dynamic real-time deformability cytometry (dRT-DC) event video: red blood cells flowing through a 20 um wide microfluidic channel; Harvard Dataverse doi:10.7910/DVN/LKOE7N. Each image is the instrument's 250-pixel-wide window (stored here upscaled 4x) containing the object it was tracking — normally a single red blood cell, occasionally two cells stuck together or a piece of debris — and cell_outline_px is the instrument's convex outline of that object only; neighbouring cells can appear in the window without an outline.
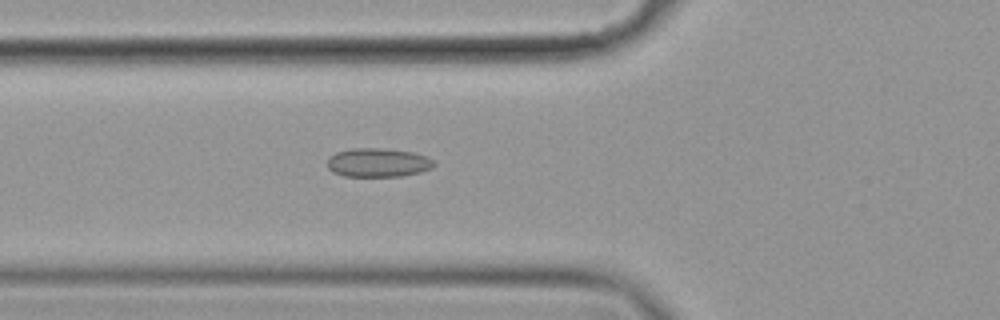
{"species": "common noctule bat (a hibernating species)", "species_latin": "Nyctalus noctula", "temperature_condition": "cold", "stored_images_in_passage": 58, "camera_frame_rate_fps": 3000, "um_per_image_px": 0.085, "animal": {"sex": "female", "body_mass_g": 19.9}, "frame": {"image": 1, "passage_image": 22, "time_ms": 7.0, "image_size_px": [1000, 320], "cell_outline_px": [[436, 164], [432, 168], [420, 172], [400, 176], [344, 176], [332, 172], [328, 168], [328, 156], [336, 152], [352, 148], [384, 148], [412, 152], [428, 156], [436, 160]], "centroid_in_image_um": [32.15, 13.81], "position_along_channel_um": 93.6, "area_um2": 18.15}}
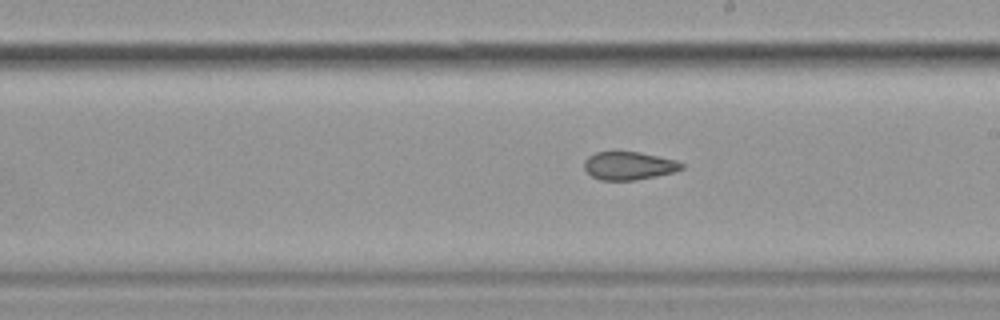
{"frame": {"image": 2, "passage_image": 34, "time_ms": 11.0, "image_size_px": [1000, 320], "cell_outline_px": [[684, 168], [676, 172], [636, 180], [600, 180], [592, 176], [584, 168], [584, 160], [588, 156], [596, 152], [640, 152], [676, 160], [684, 164]], "centroid_in_image_um": [53.47, 14.09], "position_along_channel_um": 235.5, "area_um2": 16.01}}
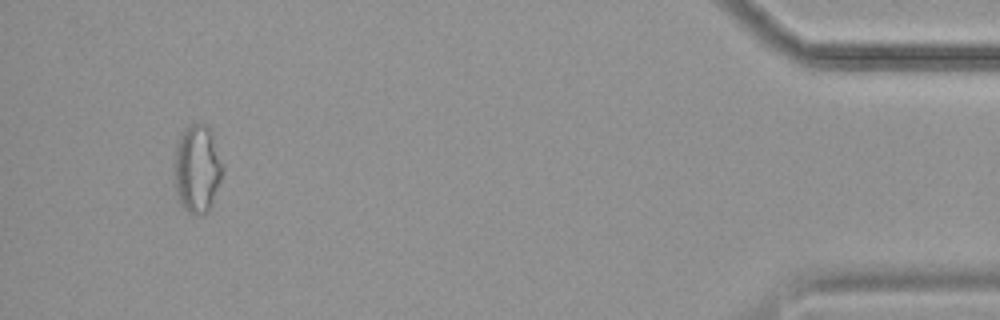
{"frame": {"image": 3, "passage_image": 55, "time_ms": 18.0, "image_size_px": [1000, 320], "cell_outline_px": [[220, 180], [212, 204], [208, 212], [200, 216], [188, 212], [180, 204], [176, 192], [176, 144], [180, 132], [188, 124], [200, 120], [212, 132], [220, 164]], "centroid_in_image_um": [16.73, 14.32], "position_along_channel_um": 418.5, "area_um2": 24.33}, "authors_computed_cell_mechanics": {"area_um2": 18.8139, "velocity_mm_per_s": 3.5427, "shape_relaxation_time_tau1_ms": null, "shape_relaxation_time_tau2_ms": 3.829, "deformation_change_tau1": null, "deformation_change_tau2": 0.0896}}